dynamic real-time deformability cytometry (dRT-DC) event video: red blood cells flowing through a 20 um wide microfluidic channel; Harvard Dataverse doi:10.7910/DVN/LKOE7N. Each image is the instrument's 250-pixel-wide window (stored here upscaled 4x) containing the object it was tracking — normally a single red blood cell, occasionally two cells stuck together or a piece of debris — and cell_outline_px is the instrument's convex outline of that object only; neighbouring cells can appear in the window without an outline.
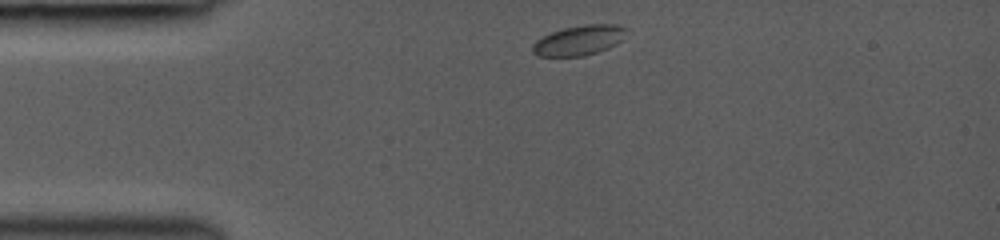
{"species": "common noctule bat (a hibernating species)", "species_latin": "Nyctalus noctula", "temperature_condition": "room temperature", "stored_images_in_passage": 35, "camera_frame_rate_fps": 3000, "um_per_image_px": 0.085, "animal": {"sex": "female", "body_mass_g": 19.0, "forearm_length_mm": 53.3}, "frame": {"image": 1, "passage_image": 1, "time_ms": 0.0, "image_size_px": [1000, 240], "cell_outline_px": [[628, 28], [624, 40], [608, 48], [584, 56], [536, 56], [532, 52], [532, 44], [536, 40], [552, 32], [564, 28], [584, 24], [616, 24]], "centroid_in_image_um": [49.25, 3.42], "position_along_channel_um": 35.7, "area_um2": 16.53}}
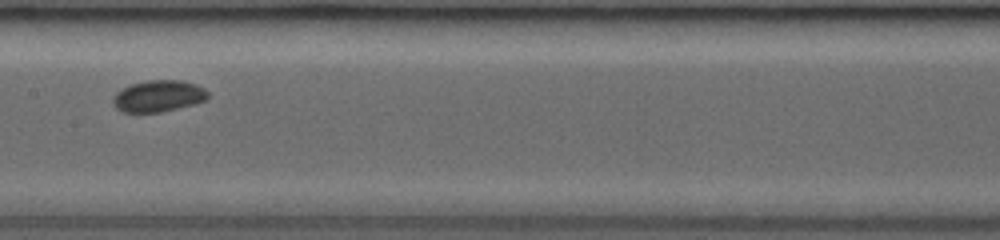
{"frame": {"image": 2, "passage_image": 15, "time_ms": 4.667, "image_size_px": [1000, 240], "cell_outline_px": [[208, 96], [204, 100], [192, 104], [160, 112], [124, 112], [116, 108], [112, 104], [112, 100], [116, 92], [132, 84], [148, 80], [180, 80], [196, 84], [204, 88], [208, 92]], "centroid_in_image_um": [13.44, 8.16], "position_along_channel_um": 194.0, "area_um2": 17.22}}
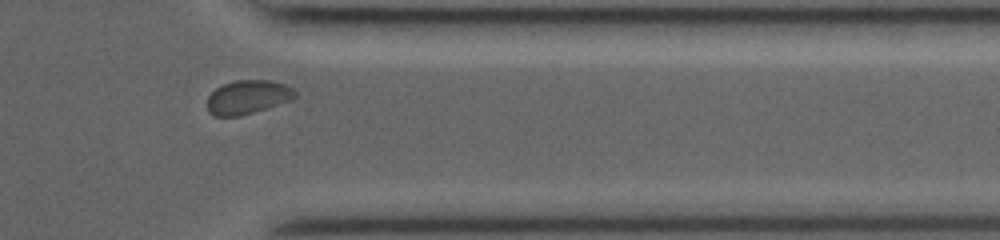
{"frame": {"image": 3, "passage_image": 29, "time_ms": 9.333, "image_size_px": [1000, 240], "cell_outline_px": [[296, 96], [292, 100], [268, 108], [240, 116], [216, 116], [208, 112], [208, 96], [216, 88], [224, 84], [236, 80], [268, 80], [284, 84], [292, 88], [296, 92]], "centroid_in_image_um": [21.07, 8.26], "position_along_channel_um": 390.3, "area_um2": 17.28}}